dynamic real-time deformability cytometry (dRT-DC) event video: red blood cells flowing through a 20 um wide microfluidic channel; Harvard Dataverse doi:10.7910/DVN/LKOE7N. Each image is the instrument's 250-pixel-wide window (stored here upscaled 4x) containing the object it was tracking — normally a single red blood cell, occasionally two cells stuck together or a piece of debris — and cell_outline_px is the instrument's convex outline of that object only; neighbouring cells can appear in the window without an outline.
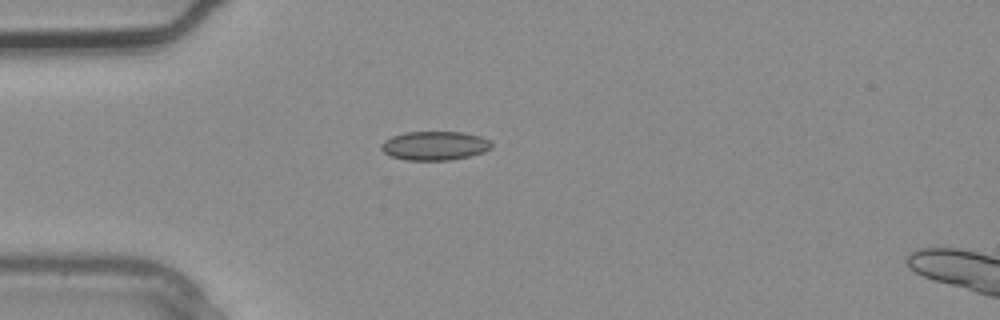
{"species": "common noctule bat (a hibernating species)", "species_latin": "Nyctalus noctula", "temperature_condition": "warm", "stored_images_in_passage": 4, "camera_frame_rate_fps": 3000, "um_per_image_px": 0.085, "animal": {"sex": "male", "body_mass_g": 20.4}, "frame": {"image": 1, "passage_image": 4, "time_ms": 1.0, "image_size_px": [1000, 320], "cell_outline_px": [[492, 148], [484, 152], [468, 156], [448, 160], [404, 160], [392, 156], [384, 152], [380, 148], [380, 144], [384, 140], [392, 136], [408, 132], [464, 132], [480, 136], [488, 140], [492, 144]], "centroid_in_image_um": [36.94, 12.38], "position_along_channel_um": 48.1, "area_um2": 18.55}}